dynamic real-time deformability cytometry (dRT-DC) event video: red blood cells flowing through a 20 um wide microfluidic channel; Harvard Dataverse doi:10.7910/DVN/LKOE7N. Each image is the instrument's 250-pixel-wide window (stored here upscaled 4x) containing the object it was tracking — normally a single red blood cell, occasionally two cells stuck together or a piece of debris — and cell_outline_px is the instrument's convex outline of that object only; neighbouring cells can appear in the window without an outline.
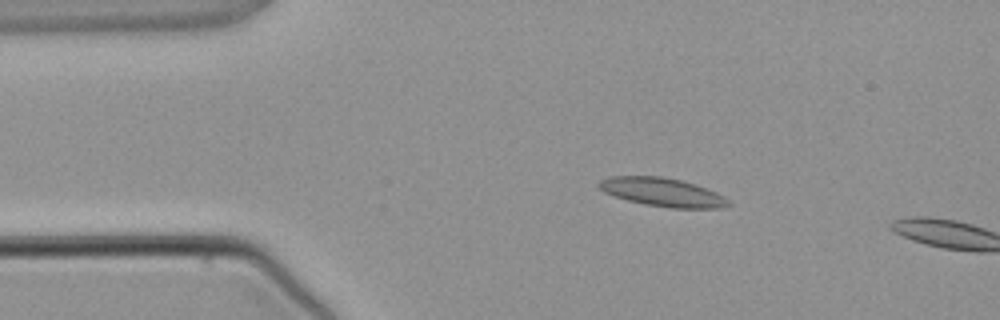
{"species": "common noctule bat (a hibernating species)", "species_latin": "Nyctalus noctula", "temperature_condition": "warm", "stored_images_in_passage": 3, "camera_frame_rate_fps": 3000, "um_per_image_px": 0.085, "animal": {"sex": "male", "body_mass_g": 21.5, "forearm_length_mm": 52.0}, "frame": {"image": 1, "passage_image": 2, "time_ms": 1.0, "image_size_px": [1000, 320], "cell_outline_px": [[732, 204], [720, 208], [672, 208], [644, 204], [628, 200], [604, 192], [596, 184], [600, 180], [612, 176], [660, 176], [680, 180], [696, 184], [716, 192], [724, 196]], "centroid_in_image_um": [56.32, 16.33], "position_along_channel_um": 28.7, "area_um2": 21.44}}